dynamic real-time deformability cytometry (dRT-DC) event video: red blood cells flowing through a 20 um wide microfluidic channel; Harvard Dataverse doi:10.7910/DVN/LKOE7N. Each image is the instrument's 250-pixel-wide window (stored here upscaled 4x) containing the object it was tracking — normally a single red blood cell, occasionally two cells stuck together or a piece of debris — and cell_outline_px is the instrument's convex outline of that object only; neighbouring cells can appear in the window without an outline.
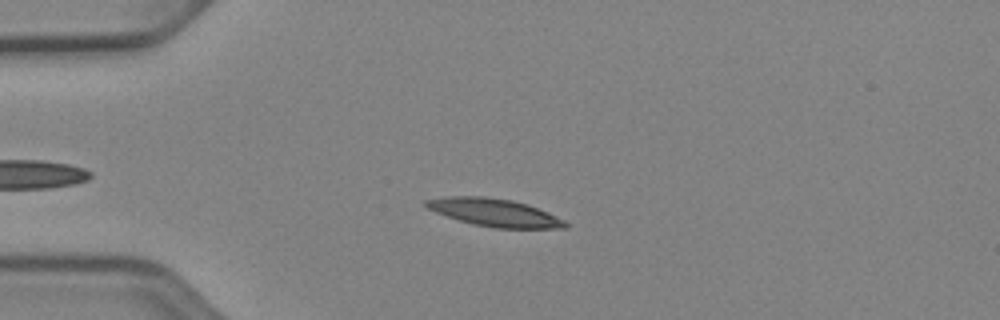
{"species": "Egyptian fruit bat (a non-hibernating species)", "species_latin": "Rousettus aegyptiacus", "temperature_condition": "cold", "stored_images_in_passage": 37, "camera_frame_rate_fps": 3000, "um_per_image_px": 0.085, "animal": {"sex": "female"}, "frame": {"image": 1, "passage_image": 6, "time_ms": 1.667, "image_size_px": [1000, 320], "cell_outline_px": [[568, 228], [496, 228], [472, 224], [436, 212], [428, 208], [424, 204], [424, 200], [444, 196], [484, 196], [512, 200], [528, 204], [548, 212], [564, 220], [568, 224]], "centroid_in_image_um": [42.04, 18.06], "position_along_channel_um": 43.0, "area_um2": 22.48}}
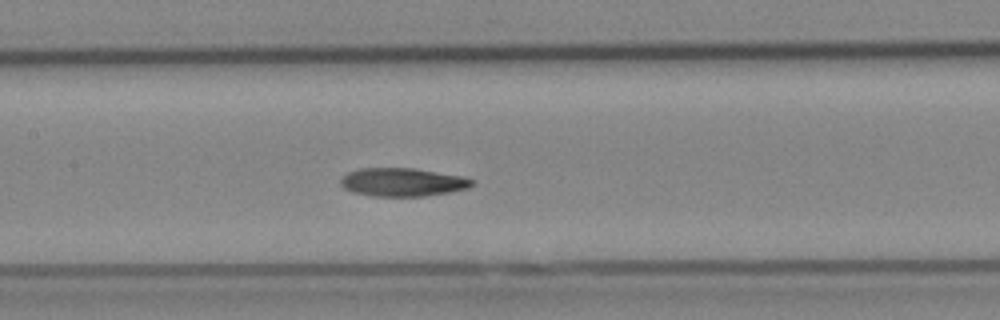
{"frame": {"image": 2, "passage_image": 18, "time_ms": 5.667, "image_size_px": [1000, 320], "cell_outline_px": [[476, 180], [468, 188], [452, 192], [424, 196], [372, 196], [352, 192], [344, 188], [340, 184], [340, 176], [356, 168], [412, 168], [464, 176]], "centroid_in_image_um": [34.2, 15.48], "position_along_channel_um": 173.2, "area_um2": 21.96}}
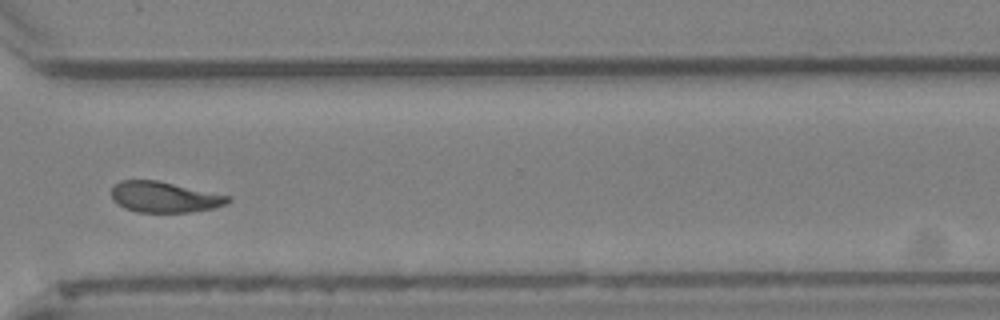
{"frame": {"image": 3, "passage_image": 32, "time_ms": 10.333, "image_size_px": [1000, 320], "cell_outline_px": [[232, 200], [228, 204], [212, 208], [192, 212], [136, 212], [124, 208], [116, 204], [112, 200], [112, 188], [120, 180], [156, 180], [232, 196]], "centroid_in_image_um": [13.99, 16.75], "position_along_channel_um": 356.6, "area_um2": 21.04}, "authors_computed_cell_mechanics": {"area_um2": 21.7906, "velocity_mm_per_s": 3.9299, "shape_relaxation_time_tau1_ms": 5.9649, "shape_relaxation_time_tau2_ms": 3.7976, "deformation_change_tau1": 0.1878, "deformation_change_tau2": 0.1091}}